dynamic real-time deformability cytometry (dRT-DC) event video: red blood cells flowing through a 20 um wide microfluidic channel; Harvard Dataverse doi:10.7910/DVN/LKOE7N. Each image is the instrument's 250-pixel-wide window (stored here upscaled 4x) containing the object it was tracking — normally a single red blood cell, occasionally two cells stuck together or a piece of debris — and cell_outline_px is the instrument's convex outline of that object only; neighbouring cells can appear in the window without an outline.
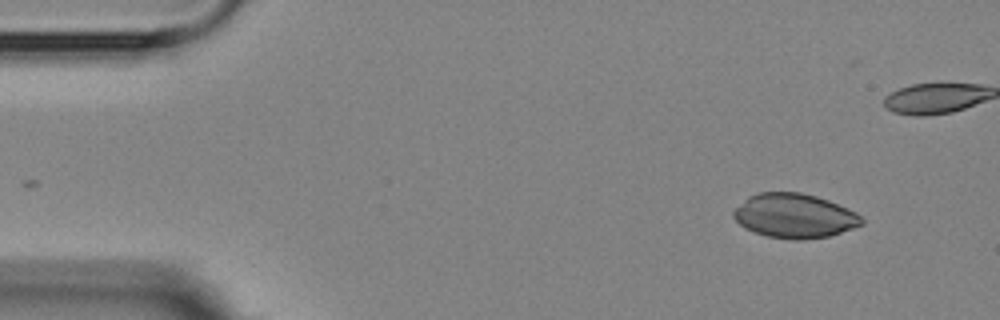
{"species": "Egyptian fruit bat (a non-hibernating species)", "species_latin": "Rousettus aegyptiacus", "temperature_condition": "room temperature", "stored_images_in_passage": 4, "segment_of_instrument_passage": [2, 2], "camera_frame_rate_fps": 3000, "um_per_image_px": 0.085, "animal": {"sex": "female"}, "frame": {"image": 1, "passage_image": 4, "time_ms": 3.333, "image_size_px": [1000, 320], "cell_outline_px": [[864, 224], [828, 236], [804, 240], [792, 240], [768, 236], [744, 228], [732, 216], [732, 212], [748, 196], [756, 192], [800, 192], [816, 196], [828, 200], [848, 208], [856, 212], [864, 220]], "centroid_in_image_um": [67.52, 18.34], "position_along_channel_um": 17.5, "area_um2": 33.12}}